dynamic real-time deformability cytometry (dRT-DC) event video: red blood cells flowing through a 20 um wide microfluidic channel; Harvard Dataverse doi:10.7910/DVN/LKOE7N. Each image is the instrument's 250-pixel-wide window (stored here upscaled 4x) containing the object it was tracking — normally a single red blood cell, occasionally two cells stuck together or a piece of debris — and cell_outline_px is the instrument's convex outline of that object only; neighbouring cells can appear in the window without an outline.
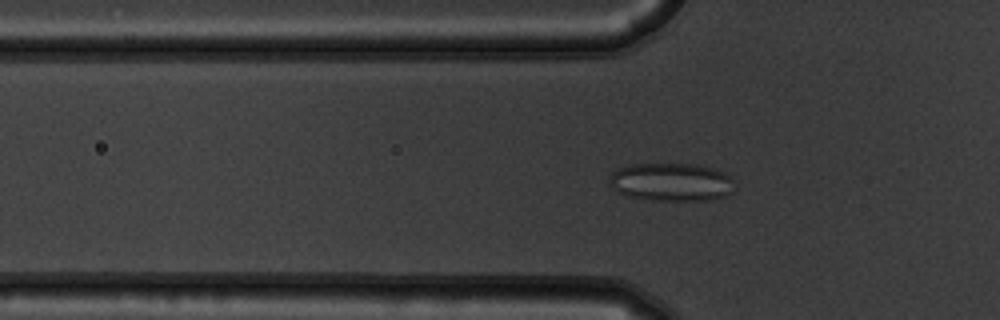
{"species": "common noctule bat (a hibernating species)", "species_latin": "Nyctalus noctula", "temperature_condition": "warm", "stored_images_in_passage": 49, "camera_frame_rate_fps": 3000, "um_per_image_px": 0.085, "animal": {"sex": "male", "body_mass_g": 19.5, "forearm_length_mm": 54.6}, "frame": {"image": 1, "passage_image": 19, "time_ms": 6.0, "image_size_px": [1000, 320], "cell_outline_px": [[732, 192], [724, 196], [712, 200], [648, 200], [628, 196], [616, 192], [612, 188], [608, 180], [612, 172], [628, 164], [700, 164], [716, 168], [732, 176]], "centroid_in_image_um": [57.06, 15.47], "position_along_channel_um": 68.7, "area_um2": 28.21}}
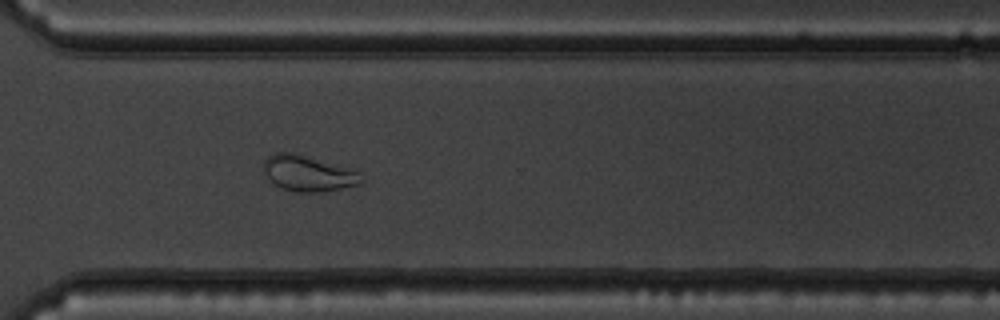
{"frame": {"image": 2, "passage_image": 41, "time_ms": 13.333, "image_size_px": [1000, 320], "cell_outline_px": [[364, 184], [324, 192], [296, 192], [280, 188], [264, 172], [264, 160], [272, 152], [292, 152], [348, 168], [360, 172], [364, 180]], "centroid_in_image_um": [26.23, 14.75], "position_along_channel_um": 344.4, "area_um2": 20.4}}
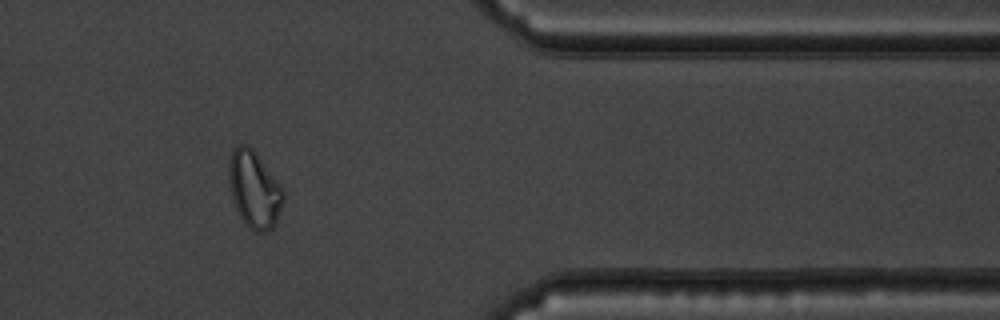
{"frame": {"image": 3, "passage_image": 46, "time_ms": 15.0, "image_size_px": [1000, 320], "cell_outline_px": [[284, 200], [276, 224], [268, 232], [256, 232], [248, 228], [240, 216], [232, 200], [228, 184], [228, 160], [232, 148], [236, 144], [248, 144], [256, 152], [284, 188]], "centroid_in_image_um": [21.6, 16.08], "position_along_channel_um": 389.8, "area_um2": 25.14}}